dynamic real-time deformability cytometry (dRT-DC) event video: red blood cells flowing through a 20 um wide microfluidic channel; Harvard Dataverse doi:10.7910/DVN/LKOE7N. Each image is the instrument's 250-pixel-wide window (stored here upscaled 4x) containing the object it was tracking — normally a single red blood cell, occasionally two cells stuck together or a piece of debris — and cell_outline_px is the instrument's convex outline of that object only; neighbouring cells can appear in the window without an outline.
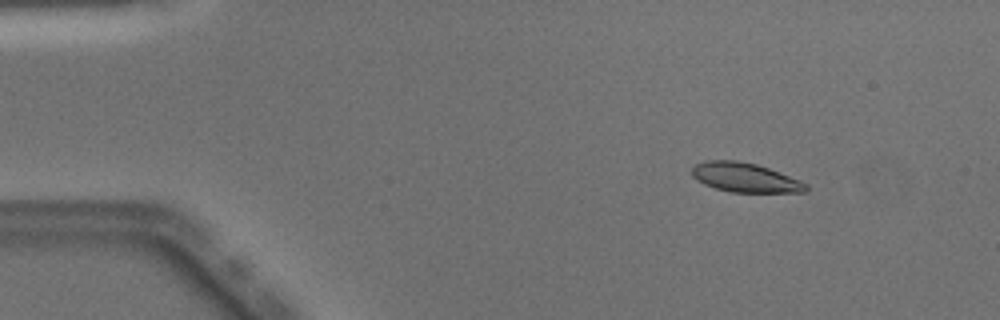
{"species": "Egyptian fruit bat (a non-hibernating species)", "species_latin": "Rousettus aegyptiacus", "temperature_condition": "warm", "stored_images_in_passage": 50, "camera_frame_rate_fps": 3000, "um_per_image_px": 0.085, "animal": {"sex": "male"}, "frame": {"image": 1, "passage_image": 6, "time_ms": 1.667, "image_size_px": [1000, 320], "cell_outline_px": [[808, 188], [804, 192], [732, 192], [716, 188], [704, 184], [696, 180], [692, 176], [692, 168], [696, 164], [704, 160], [736, 160], [756, 164], [768, 168], [800, 180], [808, 184]], "centroid_in_image_um": [63.31, 15.08], "position_along_channel_um": 21.7, "area_um2": 19.42}}
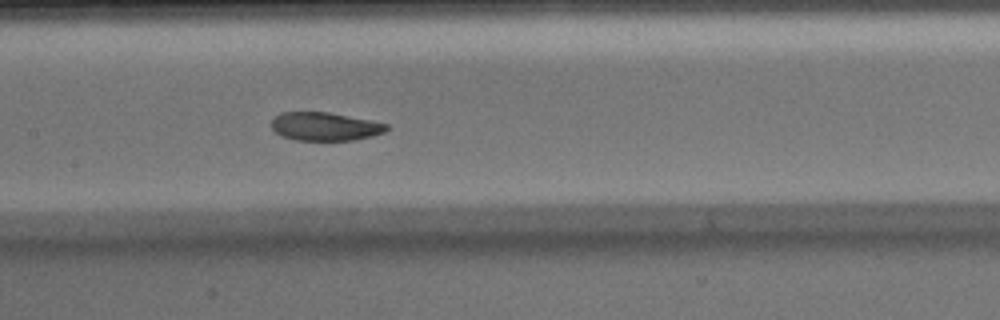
{"frame": {"image": 2, "passage_image": 24, "time_ms": 7.667, "image_size_px": [1000, 320], "cell_outline_px": [[388, 128], [384, 132], [372, 136], [352, 140], [296, 140], [280, 136], [272, 128], [272, 120], [280, 112], [328, 112], [388, 124]], "centroid_in_image_um": [27.59, 10.75], "position_along_channel_um": 179.8, "area_um2": 18.84}}
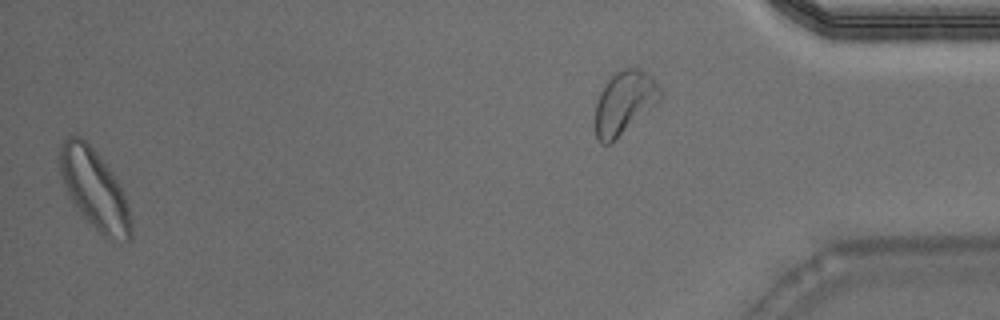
{"frame": {"image": 3, "passage_image": 49, "time_ms": 16.0, "image_size_px": [1000, 320], "cell_outline_px": [[132, 240], [116, 244], [104, 240], [80, 216], [60, 176], [60, 144], [68, 136], [80, 136], [96, 152], [112, 172], [124, 196], [128, 208], [132, 224]], "centroid_in_image_um": [8.05, 16.23], "position_along_channel_um": 427.2, "area_um2": 33.52}, "authors_computed_cell_mechanics": {"area_um2": 20.4034, "velocity_mm_per_s": 4.0339, "shape_relaxation_time_tau1_ms": 3.5562, "shape_relaxation_time_tau2_ms": 2.727, "deformation_change_tau1": 0.1284, "deformation_change_tau2": 0.093}}